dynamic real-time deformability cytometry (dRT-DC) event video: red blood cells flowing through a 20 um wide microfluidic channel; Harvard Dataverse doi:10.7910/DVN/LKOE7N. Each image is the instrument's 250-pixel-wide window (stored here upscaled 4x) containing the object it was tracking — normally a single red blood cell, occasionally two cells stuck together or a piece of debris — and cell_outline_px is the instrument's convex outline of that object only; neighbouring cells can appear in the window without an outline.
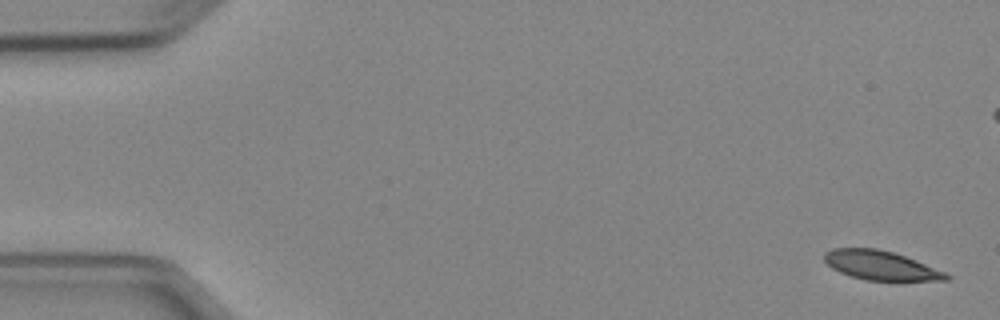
{"species": "Egyptian fruit bat (a non-hibernating species)", "species_latin": "Rousettus aegyptiacus", "temperature_condition": "cold", "stored_images_in_passage": 5, "camera_frame_rate_fps": 3000, "um_per_image_px": 0.085, "animal": {"sex": "female"}, "frame": {"image": 1, "passage_image": 1, "time_ms": 0.0, "image_size_px": [1000, 320], "cell_outline_px": [[952, 276], [948, 280], [864, 280], [840, 272], [832, 268], [824, 260], [824, 252], [832, 248], [876, 248], [892, 252], [916, 260], [944, 272]], "centroid_in_image_um": [74.83, 22.55], "position_along_channel_um": 10.2, "area_um2": 20.46}}